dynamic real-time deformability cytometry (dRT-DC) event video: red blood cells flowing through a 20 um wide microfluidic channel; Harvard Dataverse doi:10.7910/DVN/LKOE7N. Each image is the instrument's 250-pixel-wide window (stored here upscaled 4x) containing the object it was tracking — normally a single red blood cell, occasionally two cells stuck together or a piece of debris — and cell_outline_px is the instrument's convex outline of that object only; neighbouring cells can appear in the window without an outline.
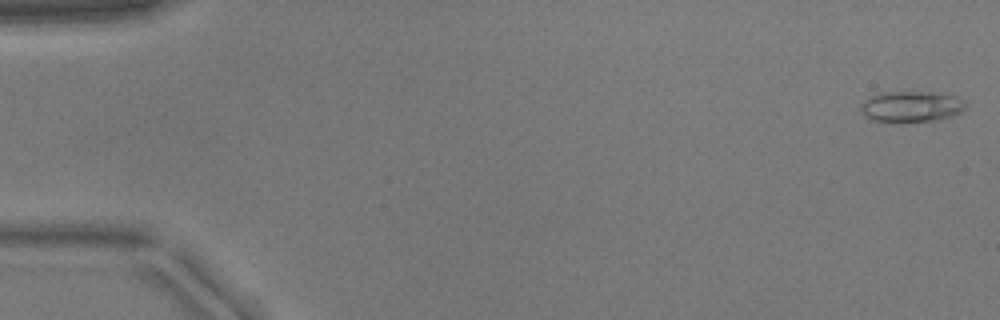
{"species": "common noctule bat (a hibernating species)", "species_latin": "Nyctalus noctula", "temperature_condition": "warm", "stored_images_in_passage": 51, "camera_frame_rate_fps": 3000, "um_per_image_px": 0.085, "animal": {"sex": "male", "body_mass_g": 17.9}, "frame": {"image": 1, "passage_image": 1, "time_ms": 0.0, "image_size_px": [1000, 320], "cell_outline_px": [[964, 108], [960, 112], [936, 120], [900, 124], [872, 120], [864, 116], [860, 108], [864, 100], [872, 96], [884, 92], [936, 92], [956, 96], [964, 100]], "centroid_in_image_um": [77.42, 9.08], "position_along_channel_um": 7.6, "area_um2": 19.13}}
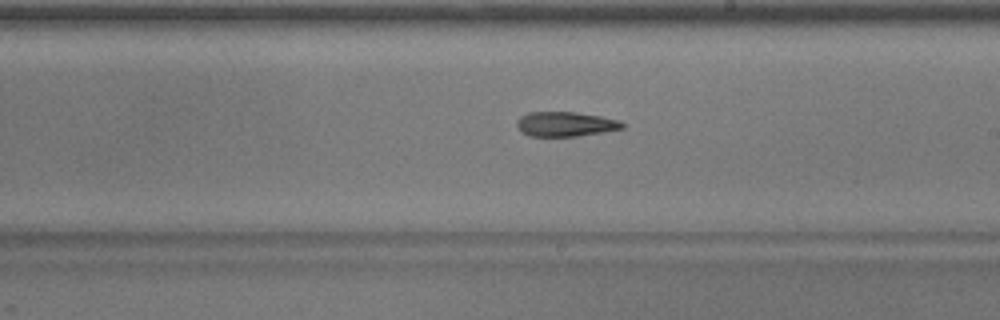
{"frame": {"image": 2, "passage_image": 30, "time_ms": 9.667, "image_size_px": [1000, 320], "cell_outline_px": [[624, 128], [604, 132], [576, 136], [528, 136], [520, 132], [516, 124], [516, 120], [520, 116], [528, 112], [576, 112], [600, 116], [620, 120], [624, 124]], "centroid_in_image_um": [48.03, 10.55], "position_along_channel_um": 241.0, "area_um2": 15.32}}
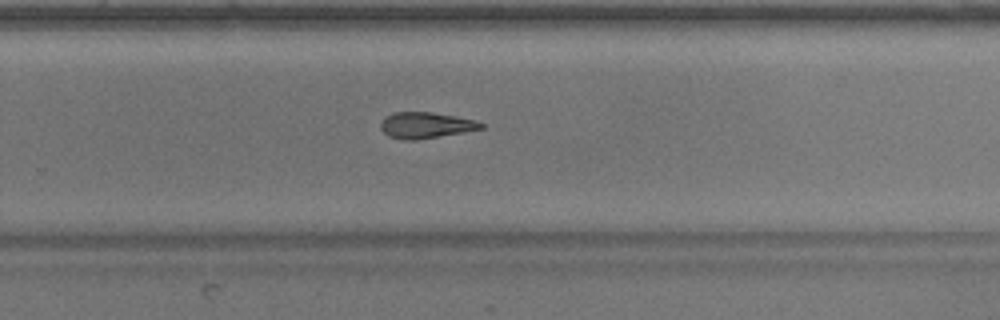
{"frame": {"image": 3, "passage_image": 34, "time_ms": 11.0, "image_size_px": [1000, 320], "cell_outline_px": [[484, 128], [464, 132], [416, 140], [404, 140], [388, 136], [380, 128], [380, 124], [384, 116], [392, 112], [432, 112], [456, 116], [476, 120], [484, 124]], "centroid_in_image_um": [36.17, 10.64], "position_along_channel_um": 293.6, "area_um2": 15.37}}